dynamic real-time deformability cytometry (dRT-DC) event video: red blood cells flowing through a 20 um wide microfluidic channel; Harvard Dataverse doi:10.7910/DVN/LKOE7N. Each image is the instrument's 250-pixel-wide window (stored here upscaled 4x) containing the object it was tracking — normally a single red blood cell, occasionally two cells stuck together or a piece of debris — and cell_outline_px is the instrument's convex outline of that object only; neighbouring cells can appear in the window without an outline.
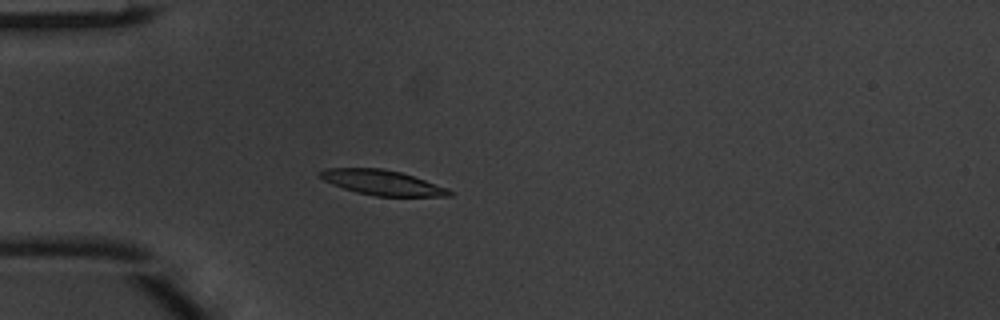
{"species": "common noctule bat (a hibernating species)", "species_latin": "Nyctalus noctula", "temperature_condition": "warm", "stored_images_in_passage": 4, "camera_frame_rate_fps": 3000, "um_per_image_px": 0.085, "animal": {"sex": "male", "body_mass_g": 20.1, "forearm_length_mm": 53.5}, "frame": {"image": 1, "passage_image": 4, "time_ms": 1.0, "image_size_px": [1000, 320], "cell_outline_px": [[452, 196], [376, 196], [356, 192], [332, 184], [324, 180], [320, 176], [320, 172], [328, 168], [384, 168], [400, 172], [448, 188], [452, 192]], "centroid_in_image_um": [32.5, 15.52], "position_along_channel_um": 52.5, "area_um2": 18.55}}